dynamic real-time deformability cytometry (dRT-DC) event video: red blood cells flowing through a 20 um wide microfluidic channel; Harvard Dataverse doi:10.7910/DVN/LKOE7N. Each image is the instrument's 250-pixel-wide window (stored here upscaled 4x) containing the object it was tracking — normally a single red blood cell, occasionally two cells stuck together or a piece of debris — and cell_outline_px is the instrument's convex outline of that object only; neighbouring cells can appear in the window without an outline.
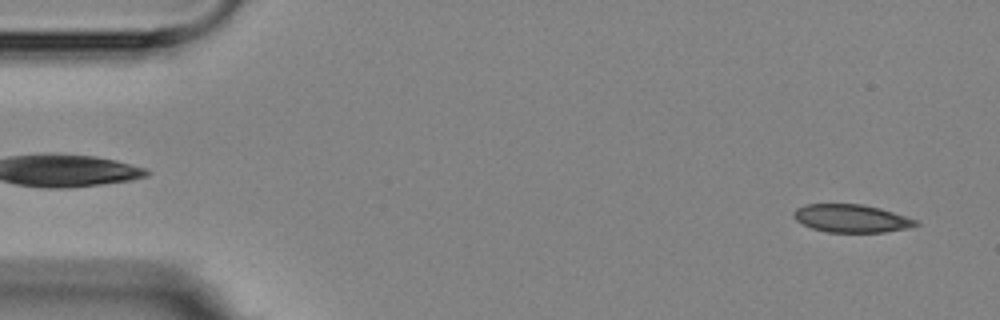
{"species": "Egyptian fruit bat (a non-hibernating species)", "species_latin": "Rousettus aegyptiacus", "temperature_condition": "room temperature", "stored_images_in_passage": 4, "camera_frame_rate_fps": 3000, "um_per_image_px": 0.085, "animal": {"sex": "female"}, "frame": {"image": 1, "passage_image": 4, "time_ms": 4.333, "image_size_px": [1000, 320], "cell_outline_px": [[920, 224], [908, 228], [884, 232], [828, 232], [812, 228], [796, 220], [792, 216], [792, 212], [796, 208], [808, 204], [860, 204], [880, 208], [916, 220]], "centroid_in_image_um": [72.34, 18.56], "position_along_channel_um": 12.7, "area_um2": 19.71}}